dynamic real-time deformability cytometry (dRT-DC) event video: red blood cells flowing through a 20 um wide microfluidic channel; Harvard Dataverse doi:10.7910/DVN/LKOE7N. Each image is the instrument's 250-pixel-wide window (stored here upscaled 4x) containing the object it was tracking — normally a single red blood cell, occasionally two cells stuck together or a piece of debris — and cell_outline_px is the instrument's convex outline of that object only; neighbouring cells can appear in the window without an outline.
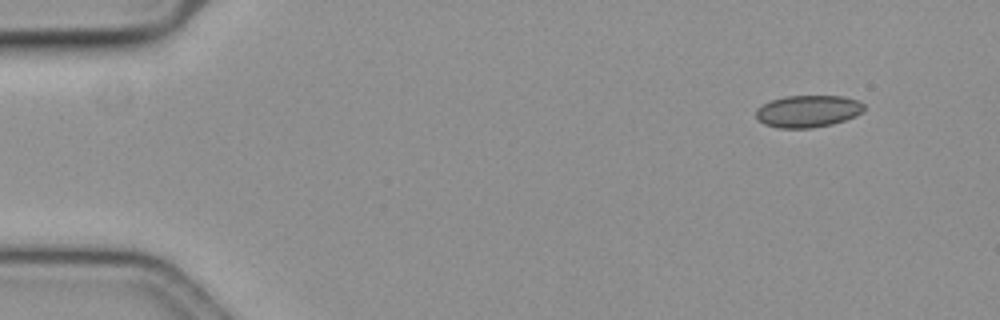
{"species": "common noctule bat (a hibernating species)", "species_latin": "Nyctalus noctula", "temperature_condition": "cold", "stored_images_in_passage": 53, "camera_frame_rate_fps": 3000, "um_per_image_px": 0.085, "animal": {"sex": "female", "body_mass_g": 19.3, "forearm_length_mm": 54.1}, "frame": {"image": 1, "passage_image": 1, "time_ms": 0.0, "image_size_px": [1000, 320], "cell_outline_px": [[864, 112], [856, 116], [832, 124], [812, 128], [776, 128], [764, 124], [756, 116], [756, 108], [772, 100], [784, 96], [840, 96], [856, 100], [864, 104]], "centroid_in_image_um": [68.68, 9.46], "position_along_channel_um": 16.3, "area_um2": 20.17}}
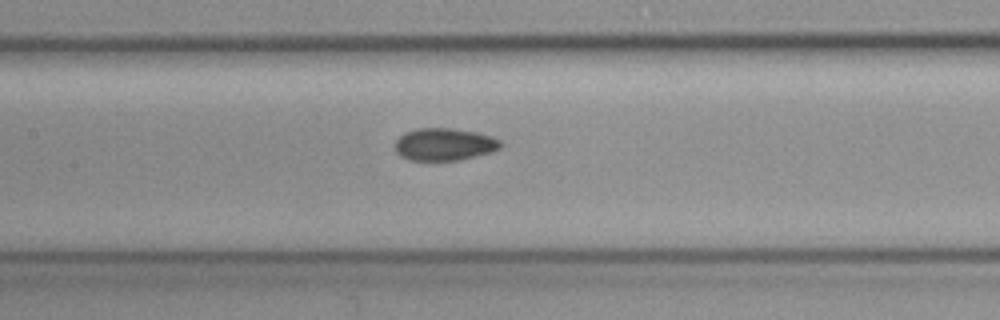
{"frame": {"image": 2, "passage_image": 23, "time_ms": 7.333, "image_size_px": [1000, 320], "cell_outline_px": [[504, 144], [500, 148], [492, 152], [460, 160], [408, 160], [400, 156], [396, 152], [396, 140], [404, 132], [416, 128], [452, 128], [476, 132], [492, 136], [500, 140]], "centroid_in_image_um": [37.79, 12.26], "position_along_channel_um": 169.6, "area_um2": 20.11}}
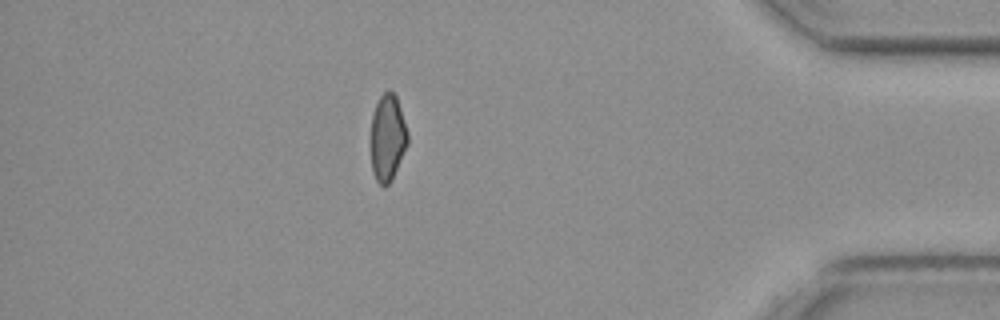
{"frame": {"image": 3, "passage_image": 46, "time_ms": 15.0, "image_size_px": [1000, 320], "cell_outline_px": [[408, 144], [388, 184], [384, 188], [376, 180], [372, 172], [372, 112], [380, 96], [388, 88], [396, 96], [408, 132]], "centroid_in_image_um": [32.94, 11.67], "position_along_channel_um": 402.3, "area_um2": 18.26}, "authors_computed_cell_mechanics": {"area_um2": 19.9988, "velocity_mm_per_s": 3.6094, "shape_relaxation_time_tau1_ms": null, "shape_relaxation_time_tau2_ms": 6.2011, "deformation_change_tau1": null, "deformation_change_tau2": 0.0853}}